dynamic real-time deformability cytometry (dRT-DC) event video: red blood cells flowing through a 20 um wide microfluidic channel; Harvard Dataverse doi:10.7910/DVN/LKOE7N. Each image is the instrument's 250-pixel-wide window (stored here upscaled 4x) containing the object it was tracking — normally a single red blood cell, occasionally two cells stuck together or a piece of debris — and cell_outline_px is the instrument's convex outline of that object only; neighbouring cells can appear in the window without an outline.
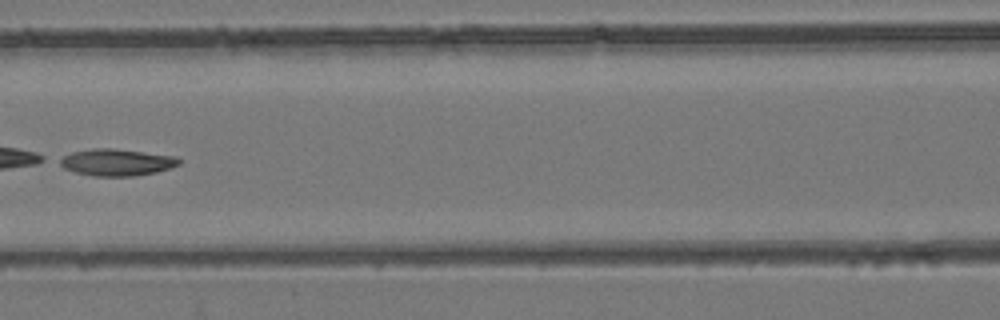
{"species": "common noctule bat (a hibernating species)", "species_latin": "Nyctalus noctula", "temperature_condition": "room temperature", "stored_images_in_passage": 6, "camera_frame_rate_fps": 3000, "um_per_image_px": 0.085, "animal": {"sex": "female", "body_mass_g": 24.6, "forearm_length_mm": 56.2}, "frame": {"image": 1, "passage_image": 5, "time_ms": 1.333, "image_size_px": [1000, 320], "cell_outline_px": [[180, 164], [156, 172], [136, 176], [92, 176], [76, 172], [64, 168], [52, 160], [72, 152], [92, 148], [112, 148], [176, 156], [180, 160]], "centroid_in_image_um": [9.83, 13.79], "position_along_channel_um": 156.8, "area_um2": 18.84}}
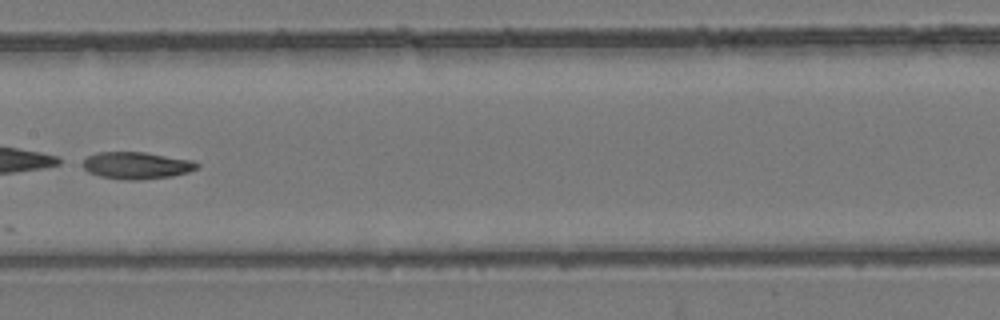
{"frame": {"image": 2, "passage_image": 6, "time_ms": 1.667, "image_size_px": [1000, 320], "cell_outline_px": [[200, 168], [188, 172], [172, 176], [140, 180], [124, 180], [100, 176], [88, 172], [76, 164], [88, 156], [96, 152], [144, 152], [192, 160], [200, 164]], "centroid_in_image_um": [11.55, 14.06], "position_along_channel_um": 195.8, "area_um2": 18.38}}